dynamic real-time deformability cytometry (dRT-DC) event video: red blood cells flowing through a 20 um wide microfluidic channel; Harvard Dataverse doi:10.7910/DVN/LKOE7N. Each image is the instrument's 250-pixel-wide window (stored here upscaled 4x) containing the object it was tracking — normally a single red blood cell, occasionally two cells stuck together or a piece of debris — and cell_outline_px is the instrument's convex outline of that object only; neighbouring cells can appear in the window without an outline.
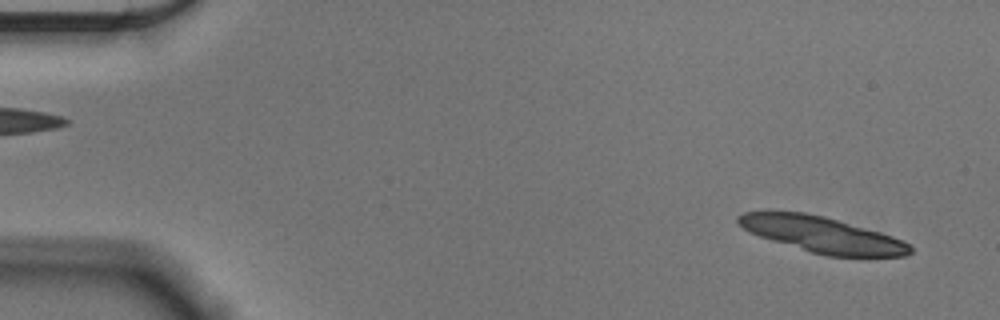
{"species": "Egyptian fruit bat (a non-hibernating species)", "species_latin": "Rousettus aegyptiacus", "temperature_condition": "cold", "stored_images_in_passage": 15, "camera_frame_rate_fps": 3000, "um_per_image_px": 0.085, "animal": {"sex": "male"}, "frame": {"image": 1, "passage_image": 3, "time_ms": 0.667, "image_size_px": [1000, 320], "cell_outline_px": [[912, 252], [904, 256], [828, 256], [812, 252], [772, 240], [748, 232], [736, 220], [736, 216], [744, 212], [804, 212], [824, 216], [880, 232], [904, 240], [912, 248]], "centroid_in_image_um": [69.89, 19.94], "position_along_channel_um": 15.1, "area_um2": 35.37}}